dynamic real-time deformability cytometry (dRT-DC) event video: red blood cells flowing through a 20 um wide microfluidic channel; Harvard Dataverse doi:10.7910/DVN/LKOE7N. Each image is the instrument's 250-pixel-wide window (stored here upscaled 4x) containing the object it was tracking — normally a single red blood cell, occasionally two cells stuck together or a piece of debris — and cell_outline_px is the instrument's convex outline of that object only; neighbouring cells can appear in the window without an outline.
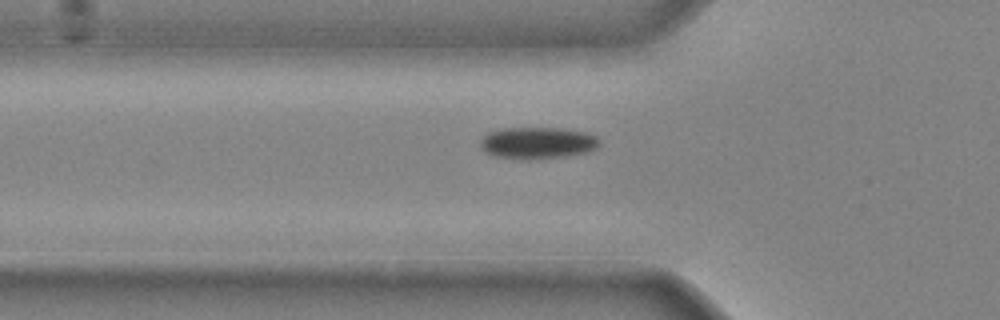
{"species": "common noctule bat (a hibernating species)", "species_latin": "Nyctalus noctula", "temperature_condition": "cold", "stored_images_in_passage": 33, "camera_frame_rate_fps": 3000, "um_per_image_px": 0.085, "animal": {"sex": "male", "body_mass_g": 20.4}, "frame": {"image": 1, "passage_image": 8, "time_ms": 2.333, "image_size_px": [1000, 320], "cell_outline_px": [[600, 144], [596, 148], [588, 152], [564, 156], [528, 160], [520, 160], [492, 156], [484, 152], [480, 148], [480, 140], [488, 132], [504, 128], [560, 128], [584, 132], [596, 136], [600, 140]], "centroid_in_image_um": [45.65, 12.16], "position_along_channel_um": 80.2, "area_um2": 22.31}}
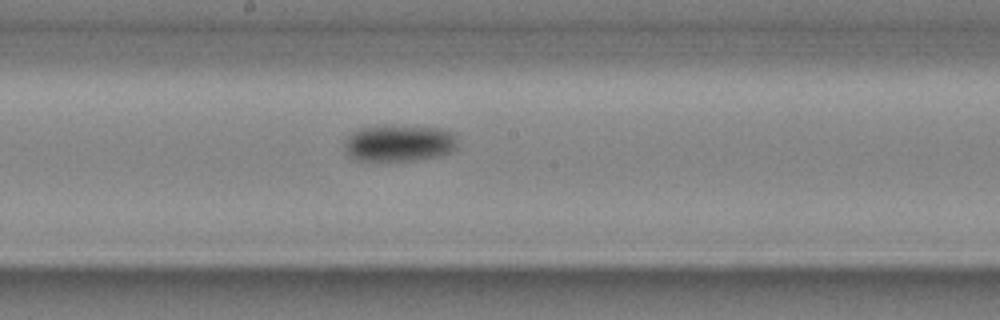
{"frame": {"image": 2, "passage_image": 17, "time_ms": 5.333, "image_size_px": [1000, 320], "cell_outline_px": [[456, 148], [452, 152], [436, 156], [416, 160], [356, 160], [348, 156], [344, 152], [344, 136], [356, 128], [380, 124], [392, 124], [444, 128], [452, 132], [456, 140]], "centroid_in_image_um": [33.84, 12.12], "position_along_channel_um": 214.4, "area_um2": 25.09}}
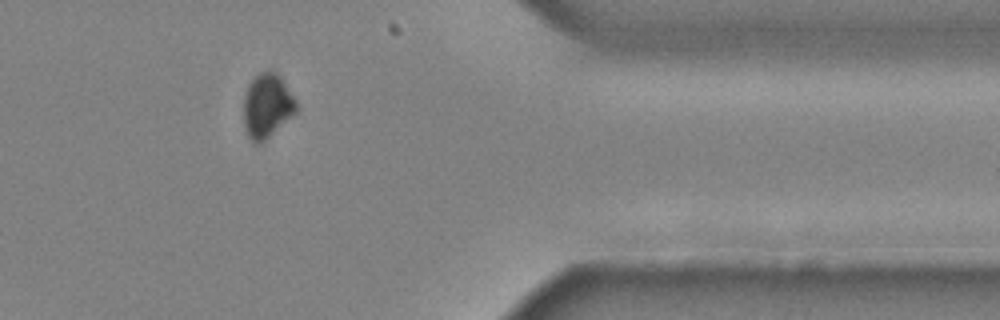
{"frame": {"image": 3, "passage_image": 30, "time_ms": 9.667, "image_size_px": [1000, 320], "cell_outline_px": [[296, 112], [292, 116], [260, 144], [256, 144], [248, 136], [244, 124], [244, 96], [248, 84], [260, 72], [268, 68], [276, 72], [280, 76], [296, 100]], "centroid_in_image_um": [22.69, 8.96], "position_along_channel_um": 388.7, "area_um2": 19.59}}